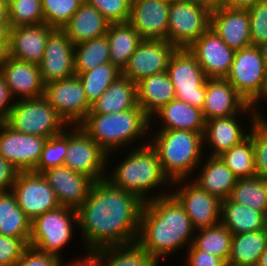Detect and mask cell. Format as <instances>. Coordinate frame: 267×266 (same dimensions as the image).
<instances>
[{
  "label": "cell",
  "instance_id": "6da1fadb",
  "mask_svg": "<svg viewBox=\"0 0 267 266\" xmlns=\"http://www.w3.org/2000/svg\"><path fill=\"white\" fill-rule=\"evenodd\" d=\"M144 203L136 194L113 186L107 179L94 182L77 209L86 252L135 243Z\"/></svg>",
  "mask_w": 267,
  "mask_h": 266
},
{
  "label": "cell",
  "instance_id": "7a4b0ae2",
  "mask_svg": "<svg viewBox=\"0 0 267 266\" xmlns=\"http://www.w3.org/2000/svg\"><path fill=\"white\" fill-rule=\"evenodd\" d=\"M168 191L149 198L144 203L137 243L157 261L189 246L194 228L190 217L176 198Z\"/></svg>",
  "mask_w": 267,
  "mask_h": 266
},
{
  "label": "cell",
  "instance_id": "3957f363",
  "mask_svg": "<svg viewBox=\"0 0 267 266\" xmlns=\"http://www.w3.org/2000/svg\"><path fill=\"white\" fill-rule=\"evenodd\" d=\"M150 117L140 106L131 110L109 114H87L79 126L107 154L148 135Z\"/></svg>",
  "mask_w": 267,
  "mask_h": 266
},
{
  "label": "cell",
  "instance_id": "277c9868",
  "mask_svg": "<svg viewBox=\"0 0 267 266\" xmlns=\"http://www.w3.org/2000/svg\"><path fill=\"white\" fill-rule=\"evenodd\" d=\"M203 134L186 130H158L155 135L150 134L149 144L157 152L162 170L171 182L187 179L202 165Z\"/></svg>",
  "mask_w": 267,
  "mask_h": 266
},
{
  "label": "cell",
  "instance_id": "5b68a950",
  "mask_svg": "<svg viewBox=\"0 0 267 266\" xmlns=\"http://www.w3.org/2000/svg\"><path fill=\"white\" fill-rule=\"evenodd\" d=\"M145 141L142 145L132 146V152L116 165L106 179L115 187L136 194L144 202L148 201L150 191L172 182L164 174L159 156L155 149ZM148 194V195H147ZM146 197V198H145Z\"/></svg>",
  "mask_w": 267,
  "mask_h": 266
},
{
  "label": "cell",
  "instance_id": "8992f818",
  "mask_svg": "<svg viewBox=\"0 0 267 266\" xmlns=\"http://www.w3.org/2000/svg\"><path fill=\"white\" fill-rule=\"evenodd\" d=\"M74 225H78L77 210L60 206L31 221L29 247L61 258L62 249L72 239ZM73 228V229H72Z\"/></svg>",
  "mask_w": 267,
  "mask_h": 266
},
{
  "label": "cell",
  "instance_id": "52a82bcc",
  "mask_svg": "<svg viewBox=\"0 0 267 266\" xmlns=\"http://www.w3.org/2000/svg\"><path fill=\"white\" fill-rule=\"evenodd\" d=\"M226 79L248 104L259 105L267 89V65L259 46L236 50Z\"/></svg>",
  "mask_w": 267,
  "mask_h": 266
},
{
  "label": "cell",
  "instance_id": "ba28073f",
  "mask_svg": "<svg viewBox=\"0 0 267 266\" xmlns=\"http://www.w3.org/2000/svg\"><path fill=\"white\" fill-rule=\"evenodd\" d=\"M6 124L14 131L50 138L68 128L66 122L42 96L18 99L13 105Z\"/></svg>",
  "mask_w": 267,
  "mask_h": 266
},
{
  "label": "cell",
  "instance_id": "9c48e42d",
  "mask_svg": "<svg viewBox=\"0 0 267 266\" xmlns=\"http://www.w3.org/2000/svg\"><path fill=\"white\" fill-rule=\"evenodd\" d=\"M176 99L202 109L206 95L207 77L196 57L188 48H177L167 68Z\"/></svg>",
  "mask_w": 267,
  "mask_h": 266
},
{
  "label": "cell",
  "instance_id": "30bf717a",
  "mask_svg": "<svg viewBox=\"0 0 267 266\" xmlns=\"http://www.w3.org/2000/svg\"><path fill=\"white\" fill-rule=\"evenodd\" d=\"M67 131V150L64 165L90 177L94 182L106 179L108 154L85 131L74 125Z\"/></svg>",
  "mask_w": 267,
  "mask_h": 266
},
{
  "label": "cell",
  "instance_id": "8fae6325",
  "mask_svg": "<svg viewBox=\"0 0 267 266\" xmlns=\"http://www.w3.org/2000/svg\"><path fill=\"white\" fill-rule=\"evenodd\" d=\"M210 13L190 0H176L169 6L167 41L176 48H189L209 27Z\"/></svg>",
  "mask_w": 267,
  "mask_h": 266
},
{
  "label": "cell",
  "instance_id": "7c38bea8",
  "mask_svg": "<svg viewBox=\"0 0 267 266\" xmlns=\"http://www.w3.org/2000/svg\"><path fill=\"white\" fill-rule=\"evenodd\" d=\"M43 97L68 127L79 125L91 110L83 85L76 75L44 85Z\"/></svg>",
  "mask_w": 267,
  "mask_h": 266
},
{
  "label": "cell",
  "instance_id": "4fadbf2b",
  "mask_svg": "<svg viewBox=\"0 0 267 266\" xmlns=\"http://www.w3.org/2000/svg\"><path fill=\"white\" fill-rule=\"evenodd\" d=\"M240 113L249 114L250 122L262 116L257 107L248 104L226 78L207 79L205 101L202 107L204 120L227 118Z\"/></svg>",
  "mask_w": 267,
  "mask_h": 266
},
{
  "label": "cell",
  "instance_id": "5bb4252c",
  "mask_svg": "<svg viewBox=\"0 0 267 266\" xmlns=\"http://www.w3.org/2000/svg\"><path fill=\"white\" fill-rule=\"evenodd\" d=\"M172 185L179 189L171 191V194L184 208L196 230L220 224V198L201 189L193 180L190 183L187 179H180L173 181Z\"/></svg>",
  "mask_w": 267,
  "mask_h": 266
},
{
  "label": "cell",
  "instance_id": "9a60e30c",
  "mask_svg": "<svg viewBox=\"0 0 267 266\" xmlns=\"http://www.w3.org/2000/svg\"><path fill=\"white\" fill-rule=\"evenodd\" d=\"M11 191L16 196L18 206L30 221L61 206L53 188L39 173L19 172Z\"/></svg>",
  "mask_w": 267,
  "mask_h": 266
},
{
  "label": "cell",
  "instance_id": "2e32d148",
  "mask_svg": "<svg viewBox=\"0 0 267 266\" xmlns=\"http://www.w3.org/2000/svg\"><path fill=\"white\" fill-rule=\"evenodd\" d=\"M176 49L167 40L143 39L121 75L136 84L150 75L163 73L167 71L169 60Z\"/></svg>",
  "mask_w": 267,
  "mask_h": 266
},
{
  "label": "cell",
  "instance_id": "e0dca14e",
  "mask_svg": "<svg viewBox=\"0 0 267 266\" xmlns=\"http://www.w3.org/2000/svg\"><path fill=\"white\" fill-rule=\"evenodd\" d=\"M48 138L14 131L0 123V155L20 172L33 171Z\"/></svg>",
  "mask_w": 267,
  "mask_h": 266
},
{
  "label": "cell",
  "instance_id": "ac0fdd59",
  "mask_svg": "<svg viewBox=\"0 0 267 266\" xmlns=\"http://www.w3.org/2000/svg\"><path fill=\"white\" fill-rule=\"evenodd\" d=\"M39 68L44 85L76 75L74 44L62 29L55 28L49 34Z\"/></svg>",
  "mask_w": 267,
  "mask_h": 266
},
{
  "label": "cell",
  "instance_id": "d6986e66",
  "mask_svg": "<svg viewBox=\"0 0 267 266\" xmlns=\"http://www.w3.org/2000/svg\"><path fill=\"white\" fill-rule=\"evenodd\" d=\"M188 50L196 57L207 79L226 78L235 50L230 48L212 28H208Z\"/></svg>",
  "mask_w": 267,
  "mask_h": 266
},
{
  "label": "cell",
  "instance_id": "ffe728a7",
  "mask_svg": "<svg viewBox=\"0 0 267 266\" xmlns=\"http://www.w3.org/2000/svg\"><path fill=\"white\" fill-rule=\"evenodd\" d=\"M169 6L159 0H132L128 23L143 39L167 40Z\"/></svg>",
  "mask_w": 267,
  "mask_h": 266
},
{
  "label": "cell",
  "instance_id": "44dd1931",
  "mask_svg": "<svg viewBox=\"0 0 267 266\" xmlns=\"http://www.w3.org/2000/svg\"><path fill=\"white\" fill-rule=\"evenodd\" d=\"M55 28L45 23L10 27L8 30V57L39 65L46 41Z\"/></svg>",
  "mask_w": 267,
  "mask_h": 266
},
{
  "label": "cell",
  "instance_id": "7402d4cb",
  "mask_svg": "<svg viewBox=\"0 0 267 266\" xmlns=\"http://www.w3.org/2000/svg\"><path fill=\"white\" fill-rule=\"evenodd\" d=\"M55 191L59 204L77 210L87 199L94 181L63 165L42 173Z\"/></svg>",
  "mask_w": 267,
  "mask_h": 266
},
{
  "label": "cell",
  "instance_id": "603a6c76",
  "mask_svg": "<svg viewBox=\"0 0 267 266\" xmlns=\"http://www.w3.org/2000/svg\"><path fill=\"white\" fill-rule=\"evenodd\" d=\"M210 28L235 51L252 45L247 9H234L222 5L210 13Z\"/></svg>",
  "mask_w": 267,
  "mask_h": 266
},
{
  "label": "cell",
  "instance_id": "cb8c5ba5",
  "mask_svg": "<svg viewBox=\"0 0 267 266\" xmlns=\"http://www.w3.org/2000/svg\"><path fill=\"white\" fill-rule=\"evenodd\" d=\"M0 74L10 88L12 96L35 99L44 95V84L39 65L7 57L0 67Z\"/></svg>",
  "mask_w": 267,
  "mask_h": 266
},
{
  "label": "cell",
  "instance_id": "d4e9b609",
  "mask_svg": "<svg viewBox=\"0 0 267 266\" xmlns=\"http://www.w3.org/2000/svg\"><path fill=\"white\" fill-rule=\"evenodd\" d=\"M110 22L85 2L78 8L62 30L74 45L106 35Z\"/></svg>",
  "mask_w": 267,
  "mask_h": 266
},
{
  "label": "cell",
  "instance_id": "484cf974",
  "mask_svg": "<svg viewBox=\"0 0 267 266\" xmlns=\"http://www.w3.org/2000/svg\"><path fill=\"white\" fill-rule=\"evenodd\" d=\"M137 104L153 120L162 106L176 99L175 87L167 71L150 75L136 83Z\"/></svg>",
  "mask_w": 267,
  "mask_h": 266
},
{
  "label": "cell",
  "instance_id": "4316f807",
  "mask_svg": "<svg viewBox=\"0 0 267 266\" xmlns=\"http://www.w3.org/2000/svg\"><path fill=\"white\" fill-rule=\"evenodd\" d=\"M156 114V117H155ZM155 118L163 122L159 130H186L204 133L205 120L202 109L191 106L183 101L173 99L154 113Z\"/></svg>",
  "mask_w": 267,
  "mask_h": 266
},
{
  "label": "cell",
  "instance_id": "83f0119b",
  "mask_svg": "<svg viewBox=\"0 0 267 266\" xmlns=\"http://www.w3.org/2000/svg\"><path fill=\"white\" fill-rule=\"evenodd\" d=\"M237 115L227 118H214L205 122L203 134L204 145L212 148L211 156H219L222 152L245 140L249 134L240 125ZM239 123V124H238Z\"/></svg>",
  "mask_w": 267,
  "mask_h": 266
},
{
  "label": "cell",
  "instance_id": "f1b7e54d",
  "mask_svg": "<svg viewBox=\"0 0 267 266\" xmlns=\"http://www.w3.org/2000/svg\"><path fill=\"white\" fill-rule=\"evenodd\" d=\"M136 84L120 75L91 105L88 114H109L131 110L137 106Z\"/></svg>",
  "mask_w": 267,
  "mask_h": 266
},
{
  "label": "cell",
  "instance_id": "f546056e",
  "mask_svg": "<svg viewBox=\"0 0 267 266\" xmlns=\"http://www.w3.org/2000/svg\"><path fill=\"white\" fill-rule=\"evenodd\" d=\"M201 172L193 179L201 189L221 200L229 198L238 177L224 164L219 156H209Z\"/></svg>",
  "mask_w": 267,
  "mask_h": 266
},
{
  "label": "cell",
  "instance_id": "4dcf8cb0",
  "mask_svg": "<svg viewBox=\"0 0 267 266\" xmlns=\"http://www.w3.org/2000/svg\"><path fill=\"white\" fill-rule=\"evenodd\" d=\"M220 223L233 235L259 231L267 227V216L255 209L232 202L229 198L222 200Z\"/></svg>",
  "mask_w": 267,
  "mask_h": 266
},
{
  "label": "cell",
  "instance_id": "1f68e13d",
  "mask_svg": "<svg viewBox=\"0 0 267 266\" xmlns=\"http://www.w3.org/2000/svg\"><path fill=\"white\" fill-rule=\"evenodd\" d=\"M0 235L21 238L29 244L31 221L18 206L12 191L0 192Z\"/></svg>",
  "mask_w": 267,
  "mask_h": 266
},
{
  "label": "cell",
  "instance_id": "d6a6232c",
  "mask_svg": "<svg viewBox=\"0 0 267 266\" xmlns=\"http://www.w3.org/2000/svg\"><path fill=\"white\" fill-rule=\"evenodd\" d=\"M267 248V227L233 235L227 266H257L260 255Z\"/></svg>",
  "mask_w": 267,
  "mask_h": 266
},
{
  "label": "cell",
  "instance_id": "836d02e7",
  "mask_svg": "<svg viewBox=\"0 0 267 266\" xmlns=\"http://www.w3.org/2000/svg\"><path fill=\"white\" fill-rule=\"evenodd\" d=\"M106 36L110 62L122 71L143 38L128 22L110 23Z\"/></svg>",
  "mask_w": 267,
  "mask_h": 266
},
{
  "label": "cell",
  "instance_id": "e575fe53",
  "mask_svg": "<svg viewBox=\"0 0 267 266\" xmlns=\"http://www.w3.org/2000/svg\"><path fill=\"white\" fill-rule=\"evenodd\" d=\"M91 254L101 266H159V262L137 242L99 249Z\"/></svg>",
  "mask_w": 267,
  "mask_h": 266
},
{
  "label": "cell",
  "instance_id": "d590c367",
  "mask_svg": "<svg viewBox=\"0 0 267 266\" xmlns=\"http://www.w3.org/2000/svg\"><path fill=\"white\" fill-rule=\"evenodd\" d=\"M75 73L93 70L97 66L111 63L110 47L106 35L74 45Z\"/></svg>",
  "mask_w": 267,
  "mask_h": 266
},
{
  "label": "cell",
  "instance_id": "8d00e7d4",
  "mask_svg": "<svg viewBox=\"0 0 267 266\" xmlns=\"http://www.w3.org/2000/svg\"><path fill=\"white\" fill-rule=\"evenodd\" d=\"M232 237L231 231L220 223L213 227L198 229L192 245L196 249L222 258L227 263L231 252Z\"/></svg>",
  "mask_w": 267,
  "mask_h": 266
},
{
  "label": "cell",
  "instance_id": "74e56055",
  "mask_svg": "<svg viewBox=\"0 0 267 266\" xmlns=\"http://www.w3.org/2000/svg\"><path fill=\"white\" fill-rule=\"evenodd\" d=\"M120 75L121 71L115 65L106 63L76 76L83 85L88 103L92 105Z\"/></svg>",
  "mask_w": 267,
  "mask_h": 266
},
{
  "label": "cell",
  "instance_id": "f35d334b",
  "mask_svg": "<svg viewBox=\"0 0 267 266\" xmlns=\"http://www.w3.org/2000/svg\"><path fill=\"white\" fill-rule=\"evenodd\" d=\"M229 199L261 211L267 216V196L263 179L260 177L238 178Z\"/></svg>",
  "mask_w": 267,
  "mask_h": 266
},
{
  "label": "cell",
  "instance_id": "ab89813d",
  "mask_svg": "<svg viewBox=\"0 0 267 266\" xmlns=\"http://www.w3.org/2000/svg\"><path fill=\"white\" fill-rule=\"evenodd\" d=\"M219 157L238 178L256 176L254 148L250 136L231 149L222 152Z\"/></svg>",
  "mask_w": 267,
  "mask_h": 266
},
{
  "label": "cell",
  "instance_id": "60d3db41",
  "mask_svg": "<svg viewBox=\"0 0 267 266\" xmlns=\"http://www.w3.org/2000/svg\"><path fill=\"white\" fill-rule=\"evenodd\" d=\"M8 12L10 27L44 23L42 0H11Z\"/></svg>",
  "mask_w": 267,
  "mask_h": 266
},
{
  "label": "cell",
  "instance_id": "b9f144b4",
  "mask_svg": "<svg viewBox=\"0 0 267 266\" xmlns=\"http://www.w3.org/2000/svg\"><path fill=\"white\" fill-rule=\"evenodd\" d=\"M67 150V129L46 140L37 166L32 172L42 174L44 171L63 166Z\"/></svg>",
  "mask_w": 267,
  "mask_h": 266
},
{
  "label": "cell",
  "instance_id": "7bdbcfd3",
  "mask_svg": "<svg viewBox=\"0 0 267 266\" xmlns=\"http://www.w3.org/2000/svg\"><path fill=\"white\" fill-rule=\"evenodd\" d=\"M83 3L84 0H42L44 23L62 29Z\"/></svg>",
  "mask_w": 267,
  "mask_h": 266
},
{
  "label": "cell",
  "instance_id": "ee69618b",
  "mask_svg": "<svg viewBox=\"0 0 267 266\" xmlns=\"http://www.w3.org/2000/svg\"><path fill=\"white\" fill-rule=\"evenodd\" d=\"M249 130V136L252 138L254 148V160L256 176L260 178L267 177V119L259 116Z\"/></svg>",
  "mask_w": 267,
  "mask_h": 266
},
{
  "label": "cell",
  "instance_id": "f6af8a7d",
  "mask_svg": "<svg viewBox=\"0 0 267 266\" xmlns=\"http://www.w3.org/2000/svg\"><path fill=\"white\" fill-rule=\"evenodd\" d=\"M132 0H84L94 6L110 23H125L130 17Z\"/></svg>",
  "mask_w": 267,
  "mask_h": 266
},
{
  "label": "cell",
  "instance_id": "bcb514c9",
  "mask_svg": "<svg viewBox=\"0 0 267 266\" xmlns=\"http://www.w3.org/2000/svg\"><path fill=\"white\" fill-rule=\"evenodd\" d=\"M250 17L251 44L267 41V0H259L247 9Z\"/></svg>",
  "mask_w": 267,
  "mask_h": 266
},
{
  "label": "cell",
  "instance_id": "7dc6e473",
  "mask_svg": "<svg viewBox=\"0 0 267 266\" xmlns=\"http://www.w3.org/2000/svg\"><path fill=\"white\" fill-rule=\"evenodd\" d=\"M28 247L21 238L0 235V266H15Z\"/></svg>",
  "mask_w": 267,
  "mask_h": 266
},
{
  "label": "cell",
  "instance_id": "c3c4849f",
  "mask_svg": "<svg viewBox=\"0 0 267 266\" xmlns=\"http://www.w3.org/2000/svg\"><path fill=\"white\" fill-rule=\"evenodd\" d=\"M62 258L28 247L15 266H63Z\"/></svg>",
  "mask_w": 267,
  "mask_h": 266
},
{
  "label": "cell",
  "instance_id": "681fc988",
  "mask_svg": "<svg viewBox=\"0 0 267 266\" xmlns=\"http://www.w3.org/2000/svg\"><path fill=\"white\" fill-rule=\"evenodd\" d=\"M187 247L188 258L185 259L188 266H227V263L218 256L196 249L192 244Z\"/></svg>",
  "mask_w": 267,
  "mask_h": 266
},
{
  "label": "cell",
  "instance_id": "f907efd6",
  "mask_svg": "<svg viewBox=\"0 0 267 266\" xmlns=\"http://www.w3.org/2000/svg\"><path fill=\"white\" fill-rule=\"evenodd\" d=\"M19 170L0 155V192L11 191Z\"/></svg>",
  "mask_w": 267,
  "mask_h": 266
},
{
  "label": "cell",
  "instance_id": "816d5d0a",
  "mask_svg": "<svg viewBox=\"0 0 267 266\" xmlns=\"http://www.w3.org/2000/svg\"><path fill=\"white\" fill-rule=\"evenodd\" d=\"M13 99L14 97L11 94L10 88L0 74V123H6L10 111L15 104ZM12 101L14 102L11 103Z\"/></svg>",
  "mask_w": 267,
  "mask_h": 266
},
{
  "label": "cell",
  "instance_id": "f5cc1de1",
  "mask_svg": "<svg viewBox=\"0 0 267 266\" xmlns=\"http://www.w3.org/2000/svg\"><path fill=\"white\" fill-rule=\"evenodd\" d=\"M63 266H101L100 262L91 254L87 253L83 258L81 257L80 260L77 261H71L63 264Z\"/></svg>",
  "mask_w": 267,
  "mask_h": 266
},
{
  "label": "cell",
  "instance_id": "db71d44e",
  "mask_svg": "<svg viewBox=\"0 0 267 266\" xmlns=\"http://www.w3.org/2000/svg\"><path fill=\"white\" fill-rule=\"evenodd\" d=\"M259 0H223V6L234 9H248Z\"/></svg>",
  "mask_w": 267,
  "mask_h": 266
},
{
  "label": "cell",
  "instance_id": "11a10c76",
  "mask_svg": "<svg viewBox=\"0 0 267 266\" xmlns=\"http://www.w3.org/2000/svg\"><path fill=\"white\" fill-rule=\"evenodd\" d=\"M196 5L206 8L209 12H213L223 5V0H190Z\"/></svg>",
  "mask_w": 267,
  "mask_h": 266
},
{
  "label": "cell",
  "instance_id": "9f6ffc18",
  "mask_svg": "<svg viewBox=\"0 0 267 266\" xmlns=\"http://www.w3.org/2000/svg\"><path fill=\"white\" fill-rule=\"evenodd\" d=\"M0 24L8 31L10 28L8 5L0 1Z\"/></svg>",
  "mask_w": 267,
  "mask_h": 266
},
{
  "label": "cell",
  "instance_id": "6f0895ef",
  "mask_svg": "<svg viewBox=\"0 0 267 266\" xmlns=\"http://www.w3.org/2000/svg\"><path fill=\"white\" fill-rule=\"evenodd\" d=\"M8 57L7 39H0V67L5 63Z\"/></svg>",
  "mask_w": 267,
  "mask_h": 266
},
{
  "label": "cell",
  "instance_id": "680465c9",
  "mask_svg": "<svg viewBox=\"0 0 267 266\" xmlns=\"http://www.w3.org/2000/svg\"><path fill=\"white\" fill-rule=\"evenodd\" d=\"M257 266H267V248L260 255Z\"/></svg>",
  "mask_w": 267,
  "mask_h": 266
},
{
  "label": "cell",
  "instance_id": "91938a15",
  "mask_svg": "<svg viewBox=\"0 0 267 266\" xmlns=\"http://www.w3.org/2000/svg\"><path fill=\"white\" fill-rule=\"evenodd\" d=\"M259 48L261 50V53H262V57L263 59L265 60V63L267 65V41L261 43L259 45Z\"/></svg>",
  "mask_w": 267,
  "mask_h": 266
},
{
  "label": "cell",
  "instance_id": "94428289",
  "mask_svg": "<svg viewBox=\"0 0 267 266\" xmlns=\"http://www.w3.org/2000/svg\"><path fill=\"white\" fill-rule=\"evenodd\" d=\"M8 31L0 24V39H7Z\"/></svg>",
  "mask_w": 267,
  "mask_h": 266
},
{
  "label": "cell",
  "instance_id": "6125c7cd",
  "mask_svg": "<svg viewBox=\"0 0 267 266\" xmlns=\"http://www.w3.org/2000/svg\"><path fill=\"white\" fill-rule=\"evenodd\" d=\"M263 182H264V186H265V192H266V196H267V177L262 178Z\"/></svg>",
  "mask_w": 267,
  "mask_h": 266
},
{
  "label": "cell",
  "instance_id": "be15d7a7",
  "mask_svg": "<svg viewBox=\"0 0 267 266\" xmlns=\"http://www.w3.org/2000/svg\"><path fill=\"white\" fill-rule=\"evenodd\" d=\"M0 1L3 2V3H5V4H7V5H9V3H10L11 0H0Z\"/></svg>",
  "mask_w": 267,
  "mask_h": 266
},
{
  "label": "cell",
  "instance_id": "e7e4bbea",
  "mask_svg": "<svg viewBox=\"0 0 267 266\" xmlns=\"http://www.w3.org/2000/svg\"><path fill=\"white\" fill-rule=\"evenodd\" d=\"M159 1H164V2H167V3H172L173 1H176V0H159Z\"/></svg>",
  "mask_w": 267,
  "mask_h": 266
},
{
  "label": "cell",
  "instance_id": "03108f58",
  "mask_svg": "<svg viewBox=\"0 0 267 266\" xmlns=\"http://www.w3.org/2000/svg\"><path fill=\"white\" fill-rule=\"evenodd\" d=\"M262 100H267V89H266V92H265V97L262 99Z\"/></svg>",
  "mask_w": 267,
  "mask_h": 266
}]
</instances>
